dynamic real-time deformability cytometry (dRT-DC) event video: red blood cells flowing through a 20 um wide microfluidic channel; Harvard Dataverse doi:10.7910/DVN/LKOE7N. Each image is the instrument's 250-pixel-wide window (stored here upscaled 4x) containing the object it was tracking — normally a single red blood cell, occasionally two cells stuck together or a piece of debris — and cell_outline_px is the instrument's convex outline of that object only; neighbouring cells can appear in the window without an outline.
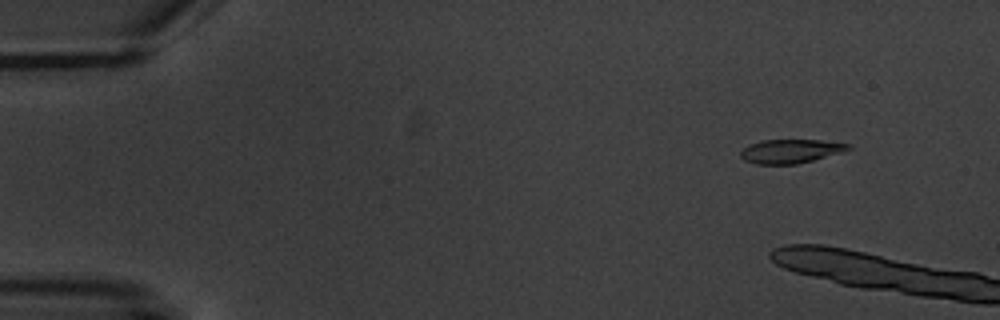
{"species": "common noctule bat (a hibernating species)", "species_latin": "Nyctalus noctula", "temperature_condition": "warm", "stored_images_in_passage": 9, "camera_frame_rate_fps": 3000, "um_per_image_px": 0.085, "animal": {"sex": "male", "body_mass_g": 20.1, "forearm_length_mm": 53.5}, "frame": {"image": 1, "passage_image": 2, "time_ms": 1.0, "image_size_px": [1000, 320], "cell_outline_px": [[852, 148], [844, 152], [796, 164], [756, 164], [744, 160], [740, 156], [740, 152], [748, 144], [760, 140], [820, 140], [848, 144]], "centroid_in_image_um": [67.17, 12.85], "position_along_channel_um": 17.8, "area_um2": 14.97}}
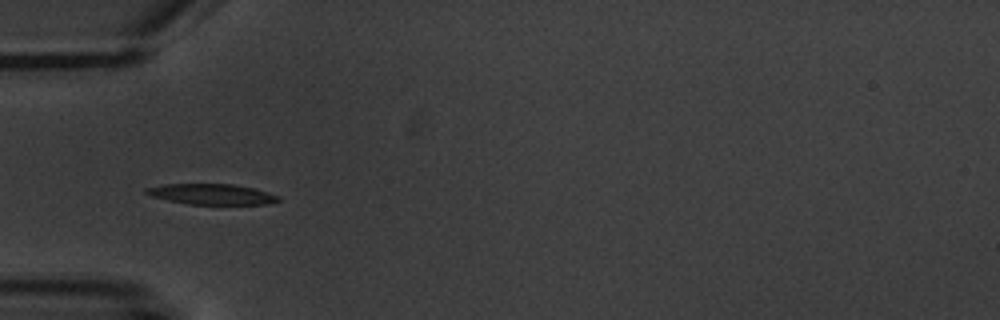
{"frame": {"image": 2, "passage_image": 7, "time_ms": 8.333, "image_size_px": [1000, 320], "cell_outline_px": [[280, 200], [268, 204], [188, 204], [168, 200], [152, 196], [144, 192], [144, 188], [164, 184], [232, 184], [252, 188], [268, 192], [280, 196]], "centroid_in_image_um": [17.99, 16.5], "position_along_channel_um": 67.0, "area_um2": 15.78}}